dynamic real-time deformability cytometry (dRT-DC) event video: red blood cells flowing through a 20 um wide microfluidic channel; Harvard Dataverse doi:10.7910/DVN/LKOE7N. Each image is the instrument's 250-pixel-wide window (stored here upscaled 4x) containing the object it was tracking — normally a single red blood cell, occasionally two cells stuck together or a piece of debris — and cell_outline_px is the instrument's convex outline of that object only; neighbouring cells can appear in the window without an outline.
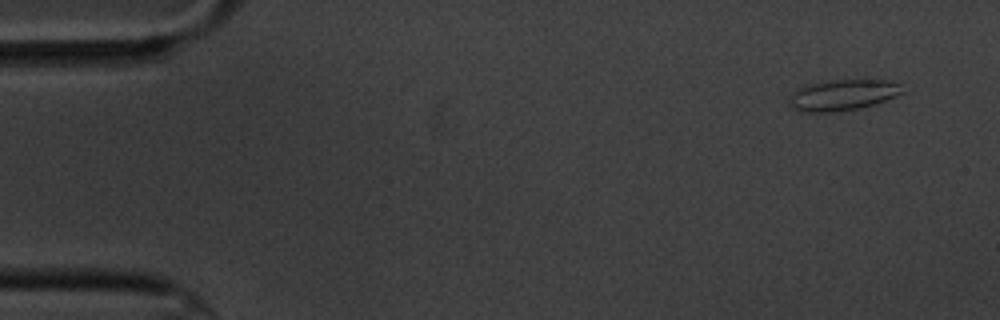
{"species": "common noctule bat (a hibernating species)", "species_latin": "Nyctalus noctula", "temperature_condition": "cold", "stored_images_in_passage": 5, "camera_frame_rate_fps": 3000, "um_per_image_px": 0.085, "animal": {"sex": "male", "body_mass_g": 20.1, "forearm_length_mm": 53.5}, "frame": {"image": 1, "passage_image": 1, "time_ms": 0.0, "image_size_px": [1000, 320], "cell_outline_px": [[904, 92], [896, 96], [876, 104], [860, 108], [832, 112], [804, 112], [792, 108], [788, 104], [788, 100], [792, 92], [796, 88], [804, 84], [828, 80], [888, 80], [900, 84]], "centroid_in_image_um": [71.58, 8.07], "position_along_channel_um": 13.4, "area_um2": 20.75}}
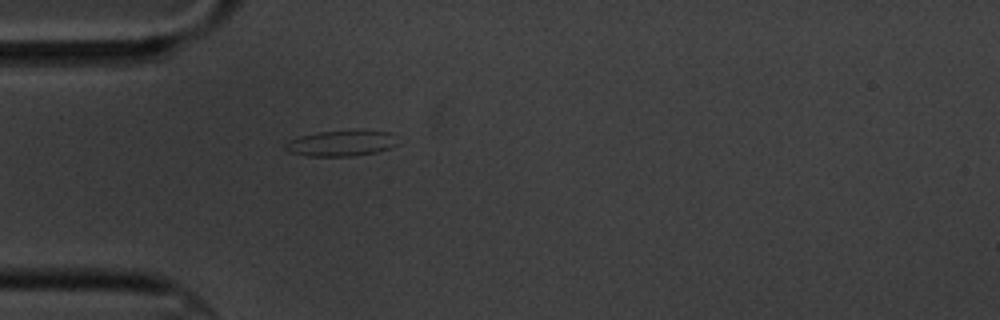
{"frame": {"image": 2, "passage_image": 5, "time_ms": 4.333, "image_size_px": [1000, 320], "cell_outline_px": [[400, 144], [376, 152], [348, 156], [304, 156], [288, 152], [284, 148], [284, 144], [288, 140], [300, 136], [320, 132], [356, 128], [360, 128], [392, 132]], "centroid_in_image_um": [29.04, 12.14], "position_along_channel_um": 56.0, "area_um2": 17.57}}